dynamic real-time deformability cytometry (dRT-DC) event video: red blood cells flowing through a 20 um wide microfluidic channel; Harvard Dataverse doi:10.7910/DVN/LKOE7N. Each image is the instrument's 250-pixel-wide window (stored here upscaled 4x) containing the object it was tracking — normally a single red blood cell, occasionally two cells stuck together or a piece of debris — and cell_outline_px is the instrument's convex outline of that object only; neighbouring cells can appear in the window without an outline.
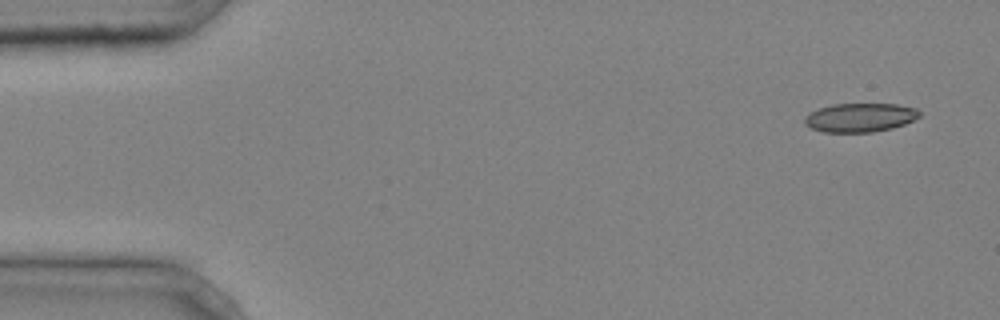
{"species": "common noctule bat (a hibernating species)", "species_latin": "Nyctalus noctula", "temperature_condition": "cold", "stored_images_in_passage": 4, "camera_frame_rate_fps": 3000, "um_per_image_px": 0.085, "animal": {"sex": "male", "body_mass_g": 20.4}, "frame": {"image": 1, "passage_image": 1, "time_ms": 0.0, "image_size_px": [1000, 320], "cell_outline_px": [[920, 116], [904, 124], [892, 128], [872, 132], [824, 132], [812, 128], [804, 124], [804, 116], [808, 112], [832, 104], [896, 104], [916, 108], [920, 112]], "centroid_in_image_um": [73.07, 9.99], "position_along_channel_um": 11.9, "area_um2": 19.31}}
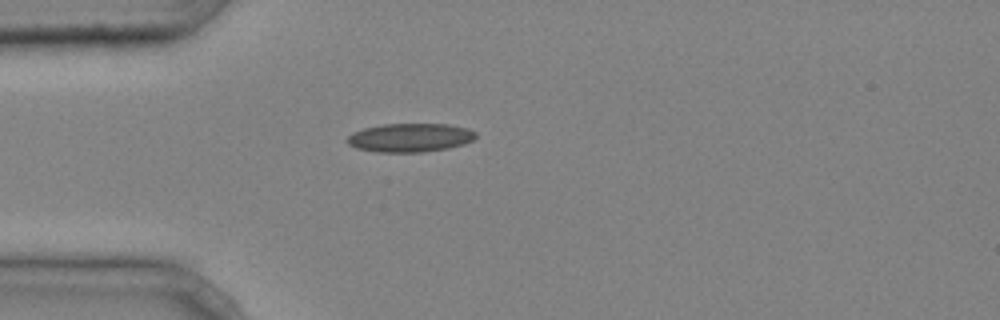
{"frame": {"image": 2, "passage_image": 4, "time_ms": 1.0, "image_size_px": [1000, 320], "cell_outline_px": [[476, 136], [472, 140], [464, 144], [448, 148], [424, 152], [376, 152], [356, 148], [348, 144], [344, 140], [352, 132], [364, 128], [384, 124], [448, 124], [468, 128], [476, 132]], "centroid_in_image_um": [34.83, 11.7], "position_along_channel_um": 50.2, "area_um2": 21.62}}